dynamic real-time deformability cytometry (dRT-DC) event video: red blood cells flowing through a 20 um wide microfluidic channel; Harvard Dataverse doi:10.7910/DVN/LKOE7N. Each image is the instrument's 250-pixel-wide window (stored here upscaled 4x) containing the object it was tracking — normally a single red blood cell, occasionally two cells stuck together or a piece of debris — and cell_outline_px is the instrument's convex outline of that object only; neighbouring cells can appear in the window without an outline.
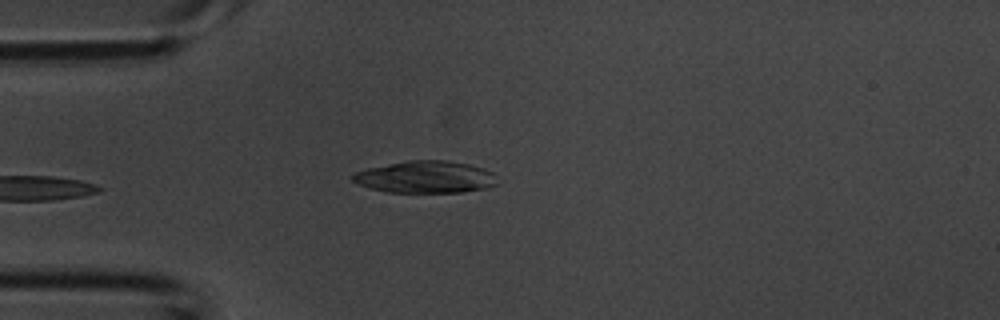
{"species": "common noctule bat (a hibernating species)", "species_latin": "Nyctalus noctula", "temperature_condition": "room temperature", "stored_images_in_passage": 1, "camera_frame_rate_fps": 3000, "um_per_image_px": 0.085, "animal": {"sex": "male", "body_mass_g": 20.1, "forearm_length_mm": 53.5}, "frame": {"image": 1, "passage_image": 1, "time_ms": 0.0, "image_size_px": [1000, 320], "cell_outline_px": [[496, 184], [488, 188], [464, 192], [388, 192], [368, 188], [352, 180], [348, 176], [352, 172], [368, 168], [412, 160], [448, 160], [468, 164], [484, 168], [492, 172]], "centroid_in_image_um": [36.13, 15.05], "position_along_channel_um": 48.9, "area_um2": 26.99}}